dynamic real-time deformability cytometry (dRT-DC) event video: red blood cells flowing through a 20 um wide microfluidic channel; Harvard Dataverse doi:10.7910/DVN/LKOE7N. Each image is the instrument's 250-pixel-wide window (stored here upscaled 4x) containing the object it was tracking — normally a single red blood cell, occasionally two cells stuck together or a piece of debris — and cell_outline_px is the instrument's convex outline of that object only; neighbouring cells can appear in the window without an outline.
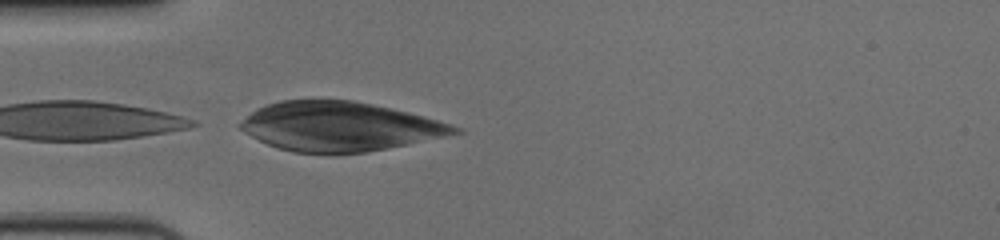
{"species": "human", "species_latin": "Homo sapiens", "temperature_condition": "cold", "stored_images_in_passage": 16, "camera_frame_rate_fps": 3000, "um_per_image_px": 0.085, "donor": {"sex": "female"}, "frame": {"image": 1, "passage_image": 16, "time_ms": 5.0, "image_size_px": [1000, 240], "cell_outline_px": [[464, 132], [408, 144], [368, 152], [292, 152], [276, 148], [244, 132], [236, 124], [256, 108], [280, 100], [352, 100], [372, 104], [408, 112], [424, 116], [452, 124], [464, 128]], "centroid_in_image_um": [28.87, 10.74], "position_along_channel_um": 56.1, "area_um2": 61.15}}